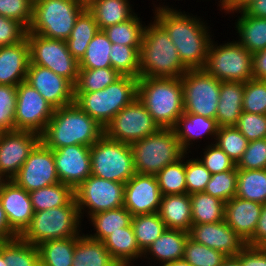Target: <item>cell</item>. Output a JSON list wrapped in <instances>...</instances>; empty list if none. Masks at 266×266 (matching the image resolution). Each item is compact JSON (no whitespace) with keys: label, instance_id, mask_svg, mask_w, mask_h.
Wrapping results in <instances>:
<instances>
[{"label":"cell","instance_id":"cell-1","mask_svg":"<svg viewBox=\"0 0 266 266\" xmlns=\"http://www.w3.org/2000/svg\"><path fill=\"white\" fill-rule=\"evenodd\" d=\"M152 2V18L168 33L183 65L188 70L203 69L210 42L214 37L207 20L186 11L182 12L178 7L173 8L167 2H159V5Z\"/></svg>","mask_w":266,"mask_h":266},{"label":"cell","instance_id":"cell-2","mask_svg":"<svg viewBox=\"0 0 266 266\" xmlns=\"http://www.w3.org/2000/svg\"><path fill=\"white\" fill-rule=\"evenodd\" d=\"M103 134L104 128L74 102L54 109L40 141L52 150L71 145L91 147Z\"/></svg>","mask_w":266,"mask_h":266},{"label":"cell","instance_id":"cell-3","mask_svg":"<svg viewBox=\"0 0 266 266\" xmlns=\"http://www.w3.org/2000/svg\"><path fill=\"white\" fill-rule=\"evenodd\" d=\"M153 20V21H152ZM145 25L140 48L139 78H178L188 70L166 30L152 18Z\"/></svg>","mask_w":266,"mask_h":266},{"label":"cell","instance_id":"cell-4","mask_svg":"<svg viewBox=\"0 0 266 266\" xmlns=\"http://www.w3.org/2000/svg\"><path fill=\"white\" fill-rule=\"evenodd\" d=\"M137 97L160 128H173L184 113L181 77L138 78Z\"/></svg>","mask_w":266,"mask_h":266},{"label":"cell","instance_id":"cell-5","mask_svg":"<svg viewBox=\"0 0 266 266\" xmlns=\"http://www.w3.org/2000/svg\"><path fill=\"white\" fill-rule=\"evenodd\" d=\"M138 78L121 76L105 89L74 92V102L103 128L124 107L137 98Z\"/></svg>","mask_w":266,"mask_h":266},{"label":"cell","instance_id":"cell-6","mask_svg":"<svg viewBox=\"0 0 266 266\" xmlns=\"http://www.w3.org/2000/svg\"><path fill=\"white\" fill-rule=\"evenodd\" d=\"M81 223L74 198L68 205L34 212L29 226L19 237L38 246L49 240L80 236L84 229Z\"/></svg>","mask_w":266,"mask_h":266},{"label":"cell","instance_id":"cell-7","mask_svg":"<svg viewBox=\"0 0 266 266\" xmlns=\"http://www.w3.org/2000/svg\"><path fill=\"white\" fill-rule=\"evenodd\" d=\"M85 9V0H37L33 2L32 21L27 32L67 40Z\"/></svg>","mask_w":266,"mask_h":266},{"label":"cell","instance_id":"cell-8","mask_svg":"<svg viewBox=\"0 0 266 266\" xmlns=\"http://www.w3.org/2000/svg\"><path fill=\"white\" fill-rule=\"evenodd\" d=\"M131 149L135 173L148 175H156L186 154L173 128H160L156 133L133 142Z\"/></svg>","mask_w":266,"mask_h":266},{"label":"cell","instance_id":"cell-9","mask_svg":"<svg viewBox=\"0 0 266 266\" xmlns=\"http://www.w3.org/2000/svg\"><path fill=\"white\" fill-rule=\"evenodd\" d=\"M223 42L218 44L213 37L203 70L221 82L245 83L253 79V54L243 48L237 39Z\"/></svg>","mask_w":266,"mask_h":266},{"label":"cell","instance_id":"cell-10","mask_svg":"<svg viewBox=\"0 0 266 266\" xmlns=\"http://www.w3.org/2000/svg\"><path fill=\"white\" fill-rule=\"evenodd\" d=\"M91 175L125 184L135 174L131 144L103 134L90 148Z\"/></svg>","mask_w":266,"mask_h":266},{"label":"cell","instance_id":"cell-11","mask_svg":"<svg viewBox=\"0 0 266 266\" xmlns=\"http://www.w3.org/2000/svg\"><path fill=\"white\" fill-rule=\"evenodd\" d=\"M30 49V63L49 68L57 75L76 84L79 62L68 50L66 40L50 39L39 34L27 32Z\"/></svg>","mask_w":266,"mask_h":266},{"label":"cell","instance_id":"cell-12","mask_svg":"<svg viewBox=\"0 0 266 266\" xmlns=\"http://www.w3.org/2000/svg\"><path fill=\"white\" fill-rule=\"evenodd\" d=\"M125 184L90 175L75 190L74 196L82 222L107 210L117 209L124 204Z\"/></svg>","mask_w":266,"mask_h":266},{"label":"cell","instance_id":"cell-13","mask_svg":"<svg viewBox=\"0 0 266 266\" xmlns=\"http://www.w3.org/2000/svg\"><path fill=\"white\" fill-rule=\"evenodd\" d=\"M181 81L184 112L215 119L221 81L203 69L187 70Z\"/></svg>","mask_w":266,"mask_h":266},{"label":"cell","instance_id":"cell-14","mask_svg":"<svg viewBox=\"0 0 266 266\" xmlns=\"http://www.w3.org/2000/svg\"><path fill=\"white\" fill-rule=\"evenodd\" d=\"M160 127L137 97L121 109L104 128L110 139L132 144L156 133Z\"/></svg>","mask_w":266,"mask_h":266},{"label":"cell","instance_id":"cell-15","mask_svg":"<svg viewBox=\"0 0 266 266\" xmlns=\"http://www.w3.org/2000/svg\"><path fill=\"white\" fill-rule=\"evenodd\" d=\"M16 89L15 130L41 135L53 116L54 108L26 81L19 83Z\"/></svg>","mask_w":266,"mask_h":266},{"label":"cell","instance_id":"cell-16","mask_svg":"<svg viewBox=\"0 0 266 266\" xmlns=\"http://www.w3.org/2000/svg\"><path fill=\"white\" fill-rule=\"evenodd\" d=\"M12 181L28 192L59 183L53 150L40 141Z\"/></svg>","mask_w":266,"mask_h":266},{"label":"cell","instance_id":"cell-17","mask_svg":"<svg viewBox=\"0 0 266 266\" xmlns=\"http://www.w3.org/2000/svg\"><path fill=\"white\" fill-rule=\"evenodd\" d=\"M40 142V135L31 131L0 132V172L7 180L18 173L30 152Z\"/></svg>","mask_w":266,"mask_h":266},{"label":"cell","instance_id":"cell-18","mask_svg":"<svg viewBox=\"0 0 266 266\" xmlns=\"http://www.w3.org/2000/svg\"><path fill=\"white\" fill-rule=\"evenodd\" d=\"M26 82L54 108L74 103V85L49 68L29 63Z\"/></svg>","mask_w":266,"mask_h":266},{"label":"cell","instance_id":"cell-19","mask_svg":"<svg viewBox=\"0 0 266 266\" xmlns=\"http://www.w3.org/2000/svg\"><path fill=\"white\" fill-rule=\"evenodd\" d=\"M161 196L155 175L135 173L125 183L123 206L132 216L158 213Z\"/></svg>","mask_w":266,"mask_h":266},{"label":"cell","instance_id":"cell-20","mask_svg":"<svg viewBox=\"0 0 266 266\" xmlns=\"http://www.w3.org/2000/svg\"><path fill=\"white\" fill-rule=\"evenodd\" d=\"M90 148L71 145L53 150L56 172L61 183L75 190L91 175Z\"/></svg>","mask_w":266,"mask_h":266},{"label":"cell","instance_id":"cell-21","mask_svg":"<svg viewBox=\"0 0 266 266\" xmlns=\"http://www.w3.org/2000/svg\"><path fill=\"white\" fill-rule=\"evenodd\" d=\"M189 237L215 249L227 257L236 256L247 244L225 220L207 224H192Z\"/></svg>","mask_w":266,"mask_h":266},{"label":"cell","instance_id":"cell-22","mask_svg":"<svg viewBox=\"0 0 266 266\" xmlns=\"http://www.w3.org/2000/svg\"><path fill=\"white\" fill-rule=\"evenodd\" d=\"M0 202L10 228L20 236L34 215L29 192L14 181L7 180L0 191Z\"/></svg>","mask_w":266,"mask_h":266},{"label":"cell","instance_id":"cell-23","mask_svg":"<svg viewBox=\"0 0 266 266\" xmlns=\"http://www.w3.org/2000/svg\"><path fill=\"white\" fill-rule=\"evenodd\" d=\"M173 129L176 133L178 141L181 144V147L186 153H194L193 150L197 151L196 153H198V148L201 146V144H198V142H202L201 140L204 139L203 141H205L207 139L208 144H213L215 142L218 125L215 119L184 112L179 117ZM194 145H196V148Z\"/></svg>","mask_w":266,"mask_h":266},{"label":"cell","instance_id":"cell-24","mask_svg":"<svg viewBox=\"0 0 266 266\" xmlns=\"http://www.w3.org/2000/svg\"><path fill=\"white\" fill-rule=\"evenodd\" d=\"M30 63L27 38L22 42L0 47V85L17 86L26 81Z\"/></svg>","mask_w":266,"mask_h":266},{"label":"cell","instance_id":"cell-25","mask_svg":"<svg viewBox=\"0 0 266 266\" xmlns=\"http://www.w3.org/2000/svg\"><path fill=\"white\" fill-rule=\"evenodd\" d=\"M261 209V203L235 196L225 203L224 220L247 242L254 235Z\"/></svg>","mask_w":266,"mask_h":266},{"label":"cell","instance_id":"cell-26","mask_svg":"<svg viewBox=\"0 0 266 266\" xmlns=\"http://www.w3.org/2000/svg\"><path fill=\"white\" fill-rule=\"evenodd\" d=\"M188 237L189 232L166 229L161 236L146 249L143 253L142 261L146 262L147 260L149 263L148 266H162L172 261L181 260L184 255V247Z\"/></svg>","mask_w":266,"mask_h":266},{"label":"cell","instance_id":"cell-27","mask_svg":"<svg viewBox=\"0 0 266 266\" xmlns=\"http://www.w3.org/2000/svg\"><path fill=\"white\" fill-rule=\"evenodd\" d=\"M158 215L167 229L189 232L193 224L190 195H162Z\"/></svg>","mask_w":266,"mask_h":266},{"label":"cell","instance_id":"cell-28","mask_svg":"<svg viewBox=\"0 0 266 266\" xmlns=\"http://www.w3.org/2000/svg\"><path fill=\"white\" fill-rule=\"evenodd\" d=\"M244 83L221 82L216 112L218 127L235 126L243 112Z\"/></svg>","mask_w":266,"mask_h":266},{"label":"cell","instance_id":"cell-29","mask_svg":"<svg viewBox=\"0 0 266 266\" xmlns=\"http://www.w3.org/2000/svg\"><path fill=\"white\" fill-rule=\"evenodd\" d=\"M102 242L112 258L123 266H135V263L143 258L131 224L111 233Z\"/></svg>","mask_w":266,"mask_h":266},{"label":"cell","instance_id":"cell-30","mask_svg":"<svg viewBox=\"0 0 266 266\" xmlns=\"http://www.w3.org/2000/svg\"><path fill=\"white\" fill-rule=\"evenodd\" d=\"M131 0H85L99 30L131 19L135 14Z\"/></svg>","mask_w":266,"mask_h":266},{"label":"cell","instance_id":"cell-31","mask_svg":"<svg viewBox=\"0 0 266 266\" xmlns=\"http://www.w3.org/2000/svg\"><path fill=\"white\" fill-rule=\"evenodd\" d=\"M236 14L234 28L242 47L252 54L266 49V18L250 16L245 11Z\"/></svg>","mask_w":266,"mask_h":266},{"label":"cell","instance_id":"cell-32","mask_svg":"<svg viewBox=\"0 0 266 266\" xmlns=\"http://www.w3.org/2000/svg\"><path fill=\"white\" fill-rule=\"evenodd\" d=\"M117 264L102 241L92 239L84 232L76 237L72 266H116Z\"/></svg>","mask_w":266,"mask_h":266},{"label":"cell","instance_id":"cell-33","mask_svg":"<svg viewBox=\"0 0 266 266\" xmlns=\"http://www.w3.org/2000/svg\"><path fill=\"white\" fill-rule=\"evenodd\" d=\"M88 221V224L92 225L93 229L87 235L92 239L103 241L111 233L129 226L132 221V214L122 206L117 209L93 214L88 218Z\"/></svg>","mask_w":266,"mask_h":266},{"label":"cell","instance_id":"cell-34","mask_svg":"<svg viewBox=\"0 0 266 266\" xmlns=\"http://www.w3.org/2000/svg\"><path fill=\"white\" fill-rule=\"evenodd\" d=\"M98 31L99 27L93 15L86 8L77 18L70 37L66 40L69 52L78 62L85 55L89 42Z\"/></svg>","mask_w":266,"mask_h":266},{"label":"cell","instance_id":"cell-35","mask_svg":"<svg viewBox=\"0 0 266 266\" xmlns=\"http://www.w3.org/2000/svg\"><path fill=\"white\" fill-rule=\"evenodd\" d=\"M193 224L215 223L224 220L225 202L207 194H190Z\"/></svg>","mask_w":266,"mask_h":266},{"label":"cell","instance_id":"cell-36","mask_svg":"<svg viewBox=\"0 0 266 266\" xmlns=\"http://www.w3.org/2000/svg\"><path fill=\"white\" fill-rule=\"evenodd\" d=\"M34 212L68 205L74 198V189L61 182L29 192Z\"/></svg>","mask_w":266,"mask_h":266},{"label":"cell","instance_id":"cell-37","mask_svg":"<svg viewBox=\"0 0 266 266\" xmlns=\"http://www.w3.org/2000/svg\"><path fill=\"white\" fill-rule=\"evenodd\" d=\"M76 237L54 239L39 244V261L45 266H72Z\"/></svg>","mask_w":266,"mask_h":266},{"label":"cell","instance_id":"cell-38","mask_svg":"<svg viewBox=\"0 0 266 266\" xmlns=\"http://www.w3.org/2000/svg\"><path fill=\"white\" fill-rule=\"evenodd\" d=\"M236 196L261 204L266 203V169L237 170Z\"/></svg>","mask_w":266,"mask_h":266},{"label":"cell","instance_id":"cell-39","mask_svg":"<svg viewBox=\"0 0 266 266\" xmlns=\"http://www.w3.org/2000/svg\"><path fill=\"white\" fill-rule=\"evenodd\" d=\"M131 225L137 245L143 253L167 229L158 213L132 216Z\"/></svg>","mask_w":266,"mask_h":266},{"label":"cell","instance_id":"cell-40","mask_svg":"<svg viewBox=\"0 0 266 266\" xmlns=\"http://www.w3.org/2000/svg\"><path fill=\"white\" fill-rule=\"evenodd\" d=\"M0 252L7 266H35L39 262L38 247L20 237L0 241Z\"/></svg>","mask_w":266,"mask_h":266},{"label":"cell","instance_id":"cell-41","mask_svg":"<svg viewBox=\"0 0 266 266\" xmlns=\"http://www.w3.org/2000/svg\"><path fill=\"white\" fill-rule=\"evenodd\" d=\"M136 13L131 19L103 29L112 44L141 46L145 22ZM144 23V24H143Z\"/></svg>","mask_w":266,"mask_h":266},{"label":"cell","instance_id":"cell-42","mask_svg":"<svg viewBox=\"0 0 266 266\" xmlns=\"http://www.w3.org/2000/svg\"><path fill=\"white\" fill-rule=\"evenodd\" d=\"M112 43L103 30L89 42L85 55L79 61V69L108 68L111 66L110 51Z\"/></svg>","mask_w":266,"mask_h":266},{"label":"cell","instance_id":"cell-43","mask_svg":"<svg viewBox=\"0 0 266 266\" xmlns=\"http://www.w3.org/2000/svg\"><path fill=\"white\" fill-rule=\"evenodd\" d=\"M141 46L112 44L110 51L111 66L121 76L139 78Z\"/></svg>","mask_w":266,"mask_h":266},{"label":"cell","instance_id":"cell-44","mask_svg":"<svg viewBox=\"0 0 266 266\" xmlns=\"http://www.w3.org/2000/svg\"><path fill=\"white\" fill-rule=\"evenodd\" d=\"M161 195L187 194L185 178V155L165 166L156 175Z\"/></svg>","mask_w":266,"mask_h":266},{"label":"cell","instance_id":"cell-45","mask_svg":"<svg viewBox=\"0 0 266 266\" xmlns=\"http://www.w3.org/2000/svg\"><path fill=\"white\" fill-rule=\"evenodd\" d=\"M121 75L112 67L79 69L74 92H94L113 84Z\"/></svg>","mask_w":266,"mask_h":266},{"label":"cell","instance_id":"cell-46","mask_svg":"<svg viewBox=\"0 0 266 266\" xmlns=\"http://www.w3.org/2000/svg\"><path fill=\"white\" fill-rule=\"evenodd\" d=\"M249 141L235 126L218 127L214 144L237 164L246 151Z\"/></svg>","mask_w":266,"mask_h":266},{"label":"cell","instance_id":"cell-47","mask_svg":"<svg viewBox=\"0 0 266 266\" xmlns=\"http://www.w3.org/2000/svg\"><path fill=\"white\" fill-rule=\"evenodd\" d=\"M227 258L223 253L195 242L188 237L183 258L191 266H221Z\"/></svg>","mask_w":266,"mask_h":266},{"label":"cell","instance_id":"cell-48","mask_svg":"<svg viewBox=\"0 0 266 266\" xmlns=\"http://www.w3.org/2000/svg\"><path fill=\"white\" fill-rule=\"evenodd\" d=\"M237 168L212 174L204 192L225 203L236 196Z\"/></svg>","mask_w":266,"mask_h":266},{"label":"cell","instance_id":"cell-49","mask_svg":"<svg viewBox=\"0 0 266 266\" xmlns=\"http://www.w3.org/2000/svg\"><path fill=\"white\" fill-rule=\"evenodd\" d=\"M243 112L266 115V80L251 79L244 83Z\"/></svg>","mask_w":266,"mask_h":266},{"label":"cell","instance_id":"cell-50","mask_svg":"<svg viewBox=\"0 0 266 266\" xmlns=\"http://www.w3.org/2000/svg\"><path fill=\"white\" fill-rule=\"evenodd\" d=\"M191 154L194 156L193 153H190V155L189 153L185 154V178L187 194L189 195L204 192L212 176L199 159L197 157H191Z\"/></svg>","mask_w":266,"mask_h":266},{"label":"cell","instance_id":"cell-51","mask_svg":"<svg viewBox=\"0 0 266 266\" xmlns=\"http://www.w3.org/2000/svg\"><path fill=\"white\" fill-rule=\"evenodd\" d=\"M204 148L201 149L200 157L197 155L199 161L205 166V168L211 173H221L226 170L236 169V164L232 161V159L217 145L204 144Z\"/></svg>","mask_w":266,"mask_h":266},{"label":"cell","instance_id":"cell-52","mask_svg":"<svg viewBox=\"0 0 266 266\" xmlns=\"http://www.w3.org/2000/svg\"><path fill=\"white\" fill-rule=\"evenodd\" d=\"M16 86L0 85V132L15 130Z\"/></svg>","mask_w":266,"mask_h":266},{"label":"cell","instance_id":"cell-53","mask_svg":"<svg viewBox=\"0 0 266 266\" xmlns=\"http://www.w3.org/2000/svg\"><path fill=\"white\" fill-rule=\"evenodd\" d=\"M236 168L237 170L266 169V138L250 141Z\"/></svg>","mask_w":266,"mask_h":266},{"label":"cell","instance_id":"cell-54","mask_svg":"<svg viewBox=\"0 0 266 266\" xmlns=\"http://www.w3.org/2000/svg\"><path fill=\"white\" fill-rule=\"evenodd\" d=\"M235 127L249 142L266 138V115L242 112Z\"/></svg>","mask_w":266,"mask_h":266},{"label":"cell","instance_id":"cell-55","mask_svg":"<svg viewBox=\"0 0 266 266\" xmlns=\"http://www.w3.org/2000/svg\"><path fill=\"white\" fill-rule=\"evenodd\" d=\"M0 15L20 22L28 29L32 21L33 1L0 0Z\"/></svg>","mask_w":266,"mask_h":266},{"label":"cell","instance_id":"cell-56","mask_svg":"<svg viewBox=\"0 0 266 266\" xmlns=\"http://www.w3.org/2000/svg\"><path fill=\"white\" fill-rule=\"evenodd\" d=\"M28 29L20 22L0 15V47L22 42Z\"/></svg>","mask_w":266,"mask_h":266},{"label":"cell","instance_id":"cell-57","mask_svg":"<svg viewBox=\"0 0 266 266\" xmlns=\"http://www.w3.org/2000/svg\"><path fill=\"white\" fill-rule=\"evenodd\" d=\"M236 257L243 266H266V248L246 245Z\"/></svg>","mask_w":266,"mask_h":266},{"label":"cell","instance_id":"cell-58","mask_svg":"<svg viewBox=\"0 0 266 266\" xmlns=\"http://www.w3.org/2000/svg\"><path fill=\"white\" fill-rule=\"evenodd\" d=\"M250 246L266 245V203L262 204L260 217L254 235L246 242Z\"/></svg>","mask_w":266,"mask_h":266},{"label":"cell","instance_id":"cell-59","mask_svg":"<svg viewBox=\"0 0 266 266\" xmlns=\"http://www.w3.org/2000/svg\"><path fill=\"white\" fill-rule=\"evenodd\" d=\"M220 11L227 14L235 15L234 13L244 11L250 4L256 0H216Z\"/></svg>","mask_w":266,"mask_h":266},{"label":"cell","instance_id":"cell-60","mask_svg":"<svg viewBox=\"0 0 266 266\" xmlns=\"http://www.w3.org/2000/svg\"><path fill=\"white\" fill-rule=\"evenodd\" d=\"M253 79L266 80V49L253 53Z\"/></svg>","mask_w":266,"mask_h":266},{"label":"cell","instance_id":"cell-61","mask_svg":"<svg viewBox=\"0 0 266 266\" xmlns=\"http://www.w3.org/2000/svg\"><path fill=\"white\" fill-rule=\"evenodd\" d=\"M19 237L9 226L5 211L0 202V241H7Z\"/></svg>","mask_w":266,"mask_h":266},{"label":"cell","instance_id":"cell-62","mask_svg":"<svg viewBox=\"0 0 266 266\" xmlns=\"http://www.w3.org/2000/svg\"><path fill=\"white\" fill-rule=\"evenodd\" d=\"M244 11L250 16L266 18V0H256Z\"/></svg>","mask_w":266,"mask_h":266},{"label":"cell","instance_id":"cell-63","mask_svg":"<svg viewBox=\"0 0 266 266\" xmlns=\"http://www.w3.org/2000/svg\"><path fill=\"white\" fill-rule=\"evenodd\" d=\"M221 266H243L236 256L227 257Z\"/></svg>","mask_w":266,"mask_h":266},{"label":"cell","instance_id":"cell-64","mask_svg":"<svg viewBox=\"0 0 266 266\" xmlns=\"http://www.w3.org/2000/svg\"><path fill=\"white\" fill-rule=\"evenodd\" d=\"M162 266H191L188 262H186L184 259L172 261L170 263H166Z\"/></svg>","mask_w":266,"mask_h":266},{"label":"cell","instance_id":"cell-65","mask_svg":"<svg viewBox=\"0 0 266 266\" xmlns=\"http://www.w3.org/2000/svg\"><path fill=\"white\" fill-rule=\"evenodd\" d=\"M7 181V179L4 177V175L0 172V191L2 190V187L4 183Z\"/></svg>","mask_w":266,"mask_h":266},{"label":"cell","instance_id":"cell-66","mask_svg":"<svg viewBox=\"0 0 266 266\" xmlns=\"http://www.w3.org/2000/svg\"><path fill=\"white\" fill-rule=\"evenodd\" d=\"M0 266H7L6 260L4 259V256L1 252H0Z\"/></svg>","mask_w":266,"mask_h":266},{"label":"cell","instance_id":"cell-67","mask_svg":"<svg viewBox=\"0 0 266 266\" xmlns=\"http://www.w3.org/2000/svg\"><path fill=\"white\" fill-rule=\"evenodd\" d=\"M35 266H45L40 261Z\"/></svg>","mask_w":266,"mask_h":266}]
</instances>
